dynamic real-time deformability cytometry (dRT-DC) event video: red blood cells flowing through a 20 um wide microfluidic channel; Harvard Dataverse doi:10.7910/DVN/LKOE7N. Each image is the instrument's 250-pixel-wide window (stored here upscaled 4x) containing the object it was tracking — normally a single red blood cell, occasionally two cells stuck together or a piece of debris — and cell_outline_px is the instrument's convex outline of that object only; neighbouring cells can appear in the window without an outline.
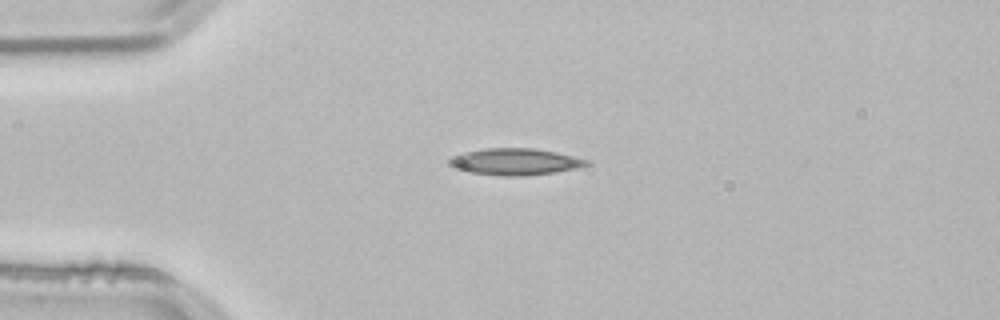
{"species": "common noctule bat (a hibernating species)", "species_latin": "Nyctalus noctula", "temperature_condition": "room temperature", "stored_images_in_passage": 41, "camera_frame_rate_fps": 3000, "um_per_image_px": 0.085, "animal": {"sex": "male", "body_mass_g": 21.5, "forearm_length_mm": 52.0}, "frame": {"image": 1, "passage_image": 1, "time_ms": 0.0, "image_size_px": [1000, 320], "cell_outline_px": [[592, 164], [580, 168], [556, 172], [524, 176], [504, 176], [472, 172], [452, 168], [448, 164], [448, 160], [452, 156], [464, 152], [484, 148], [532, 148], [556, 152], [588, 160]], "centroid_in_image_um": [43.79, 13.75], "position_along_channel_um": 41.2, "area_um2": 21.44}}
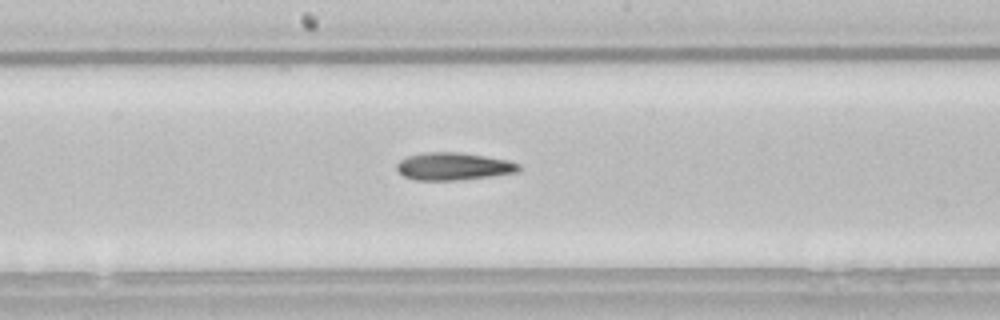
{"frame": {"image": 2, "passage_image": 16, "time_ms": 5.0, "image_size_px": [1000, 320], "cell_outline_px": [[520, 172], [460, 180], [416, 180], [404, 176], [396, 168], [396, 164], [400, 160], [408, 156], [424, 152], [460, 152], [508, 160], [520, 164]], "centroid_in_image_um": [38.55, 14.14], "position_along_channel_um": 209.6, "area_um2": 19.59}}
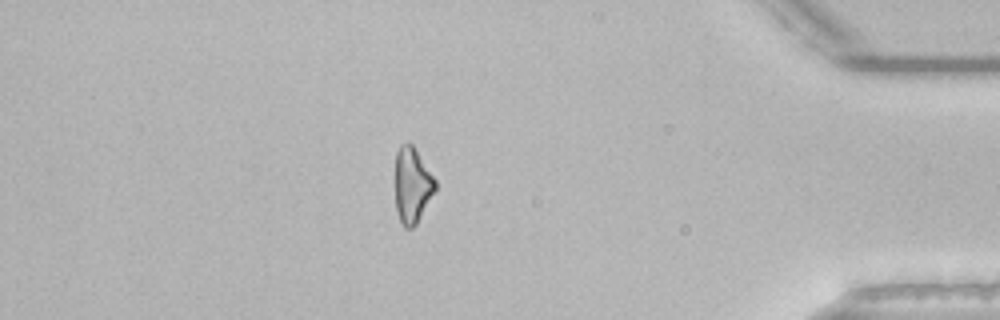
{"frame": {"image": 3, "passage_image": 34, "time_ms": 11.0, "image_size_px": [1000, 320], "cell_outline_px": [[436, 188], [416, 224], [412, 228], [404, 228], [396, 212], [396, 152], [400, 144], [412, 144], [436, 180]], "centroid_in_image_um": [35.03, 15.75], "position_along_channel_um": 400.2, "area_um2": 17.34}}